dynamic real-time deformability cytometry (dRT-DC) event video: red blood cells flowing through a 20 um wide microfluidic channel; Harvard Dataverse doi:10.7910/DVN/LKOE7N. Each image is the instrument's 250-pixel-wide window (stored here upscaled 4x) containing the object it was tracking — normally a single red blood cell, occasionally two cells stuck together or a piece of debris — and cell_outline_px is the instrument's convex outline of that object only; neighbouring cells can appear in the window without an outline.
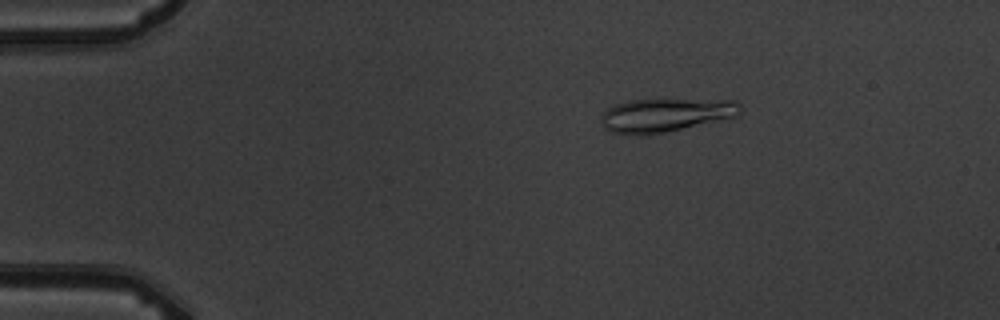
{"species": "common noctule bat (a hibernating species)", "species_latin": "Nyctalus noctula", "temperature_condition": "warm", "stored_images_in_passage": 4, "camera_frame_rate_fps": 3000, "um_per_image_px": 0.085, "animal": {"sex": "male", "body_mass_g": 19.5, "forearm_length_mm": 54.6}, "frame": {"image": 1, "passage_image": 2, "time_ms": 2.0, "image_size_px": [1000, 320], "cell_outline_px": [[740, 112], [736, 116], [648, 136], [636, 136], [612, 132], [604, 128], [600, 120], [600, 116], [608, 108], [616, 104], [628, 100], [736, 100], [740, 104]], "centroid_in_image_um": [56.5, 9.8], "position_along_channel_um": 28.5, "area_um2": 27.11}}